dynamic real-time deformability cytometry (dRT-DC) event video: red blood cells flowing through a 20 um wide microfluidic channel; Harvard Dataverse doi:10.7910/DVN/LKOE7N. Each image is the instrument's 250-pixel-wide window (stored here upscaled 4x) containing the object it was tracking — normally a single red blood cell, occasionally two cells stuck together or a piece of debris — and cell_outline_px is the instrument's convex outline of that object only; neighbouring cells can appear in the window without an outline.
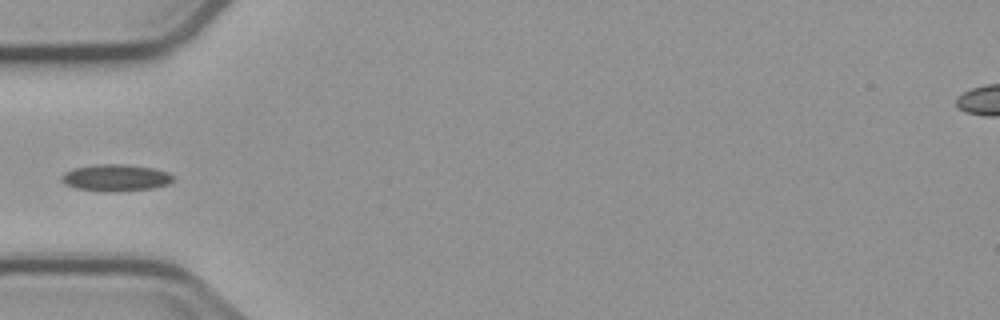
{"species": "common noctule bat (a hibernating species)", "species_latin": "Nyctalus noctula", "temperature_condition": "cold", "stored_images_in_passage": 5, "camera_frame_rate_fps": 3000, "um_per_image_px": 0.085, "animal": {"sex": "male", "body_mass_g": 23.1, "forearm_length_mm": 52.7}, "frame": {"image": 1, "passage_image": 5, "time_ms": 4.667, "image_size_px": [1000, 320], "cell_outline_px": [[176, 176], [168, 184], [152, 188], [108, 192], [104, 192], [76, 188], [64, 184], [60, 180], [60, 176], [64, 172], [72, 168], [92, 164], [128, 164], [152, 168], [168, 172]], "centroid_in_image_um": [9.79, 15.1], "position_along_channel_um": 75.2, "area_um2": 17.69}}